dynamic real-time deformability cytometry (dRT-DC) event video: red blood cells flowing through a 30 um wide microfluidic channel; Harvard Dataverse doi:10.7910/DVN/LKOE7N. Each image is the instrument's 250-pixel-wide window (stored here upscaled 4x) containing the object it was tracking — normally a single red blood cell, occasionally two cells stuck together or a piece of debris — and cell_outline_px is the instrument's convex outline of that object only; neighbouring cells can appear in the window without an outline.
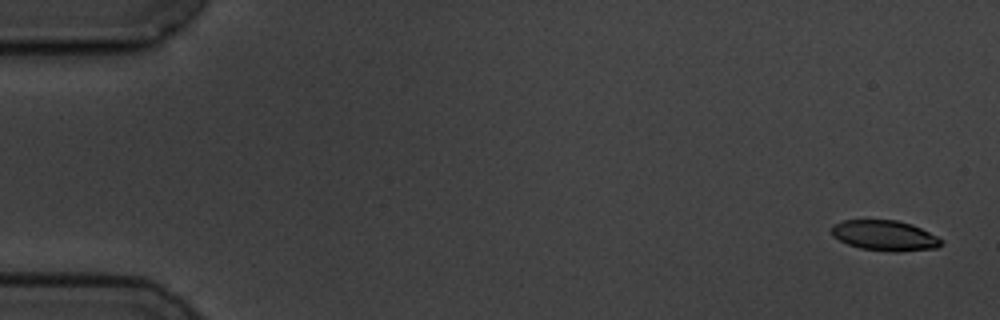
{"species": "common noctule bat (a hibernating species)", "species_latin": "Nyctalus noctula", "temperature_condition": "cold", "stored_images_in_passage": 5, "camera_frame_rate_fps": 3000, "um_per_image_px": 0.085, "animal": {"sex": "male", "body_mass_g": 19.5, "forearm_length_mm": 54.6}, "frame": {"image": 1, "passage_image": 1, "time_ms": 0.0, "image_size_px": [1000, 320], "cell_outline_px": [[944, 240], [936, 248], [896, 252], [892, 252], [860, 248], [848, 244], [832, 236], [832, 224], [844, 220], [896, 220], [912, 224]], "centroid_in_image_um": [75.19, 20.02], "position_along_channel_um": 9.8, "area_um2": 19.31}}
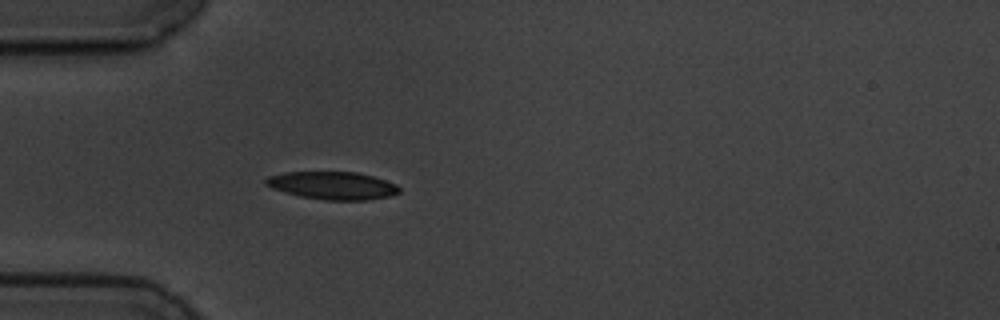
{"frame": {"image": 2, "passage_image": 5, "time_ms": 5.0, "image_size_px": [1000, 320], "cell_outline_px": [[400, 192], [388, 196], [368, 200], [324, 200], [300, 196], [272, 188], [264, 184], [264, 180], [268, 176], [284, 172], [356, 172], [372, 176], [396, 184], [400, 188]], "centroid_in_image_um": [28.25, 15.77], "position_along_channel_um": 56.8, "area_um2": 21.5}}